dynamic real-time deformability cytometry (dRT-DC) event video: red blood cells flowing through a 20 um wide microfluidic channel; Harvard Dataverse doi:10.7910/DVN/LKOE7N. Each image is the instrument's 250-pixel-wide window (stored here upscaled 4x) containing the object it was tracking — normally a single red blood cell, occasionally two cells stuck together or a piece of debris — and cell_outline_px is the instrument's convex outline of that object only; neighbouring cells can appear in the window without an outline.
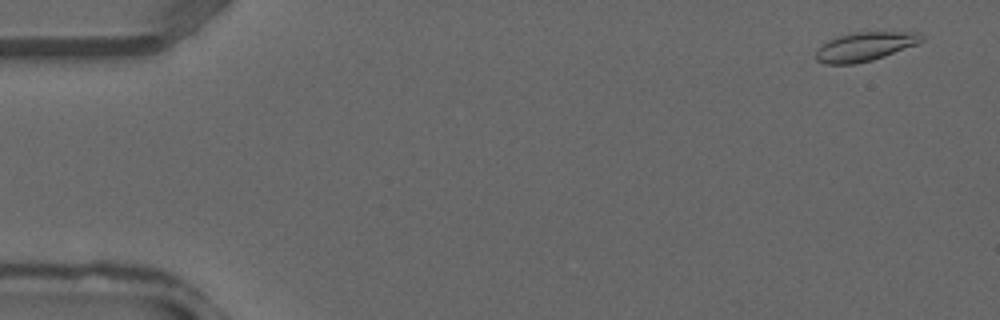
{"species": "common noctule bat (a hibernating species)", "species_latin": "Nyctalus noctula", "temperature_condition": "warm", "stored_images_in_passage": 38, "camera_frame_rate_fps": 3000, "um_per_image_px": 0.085, "animal": {"sex": "male", "forearm_length_mm": 52.5}, "frame": {"image": 1, "passage_image": 2, "time_ms": 0.333, "image_size_px": [1000, 320], "cell_outline_px": [[924, 40], [916, 44], [884, 56], [872, 60], [856, 64], [824, 64], [816, 60], [816, 52], [820, 44], [836, 36], [856, 32], [920, 32], [924, 36]], "centroid_in_image_um": [73.49, 3.95], "position_along_channel_um": 11.5, "area_um2": 17.86}}
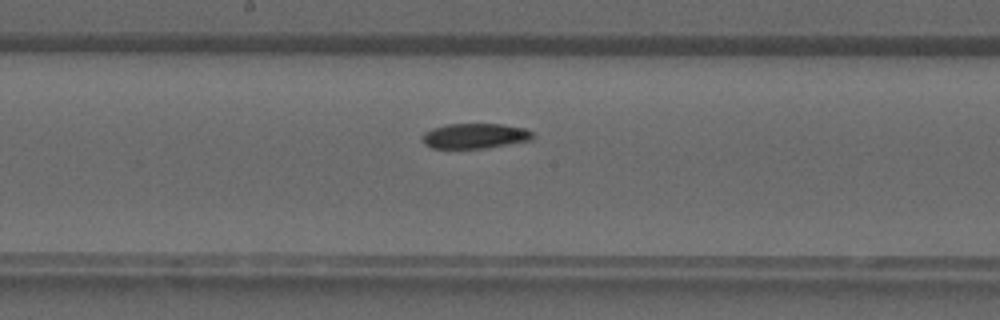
{"frame": {"image": 2, "passage_image": 20, "time_ms": 6.333, "image_size_px": [1000, 320], "cell_outline_px": [[536, 136], [532, 140], [484, 148], [432, 148], [424, 144], [424, 132], [432, 128], [448, 124], [500, 124], [524, 128], [532, 132]], "centroid_in_image_um": [40.4, 11.55], "position_along_channel_um": 207.8, "area_um2": 16.07}}
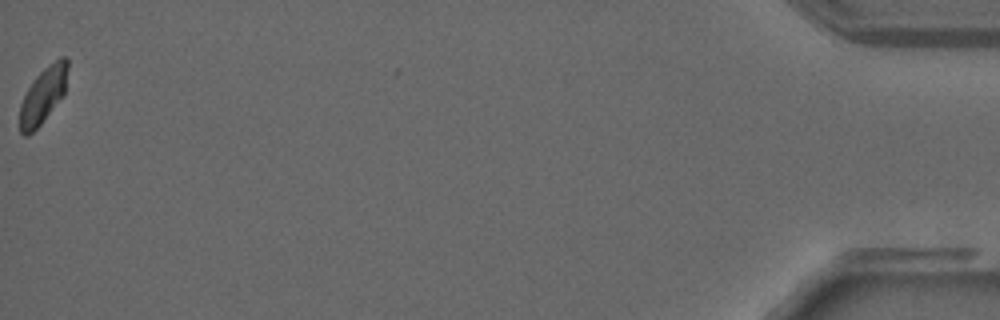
{"frame": {"image": 3, "passage_image": 38, "time_ms": 12.333, "image_size_px": [1000, 320], "cell_outline_px": [[68, 68], [64, 96], [40, 124], [28, 136], [24, 136], [20, 132], [20, 104], [28, 88], [36, 76], [44, 68], [60, 56], [64, 56], [68, 60]], "centroid_in_image_um": [3.68, 8.08], "position_along_channel_um": 431.5, "area_um2": 15.61}}